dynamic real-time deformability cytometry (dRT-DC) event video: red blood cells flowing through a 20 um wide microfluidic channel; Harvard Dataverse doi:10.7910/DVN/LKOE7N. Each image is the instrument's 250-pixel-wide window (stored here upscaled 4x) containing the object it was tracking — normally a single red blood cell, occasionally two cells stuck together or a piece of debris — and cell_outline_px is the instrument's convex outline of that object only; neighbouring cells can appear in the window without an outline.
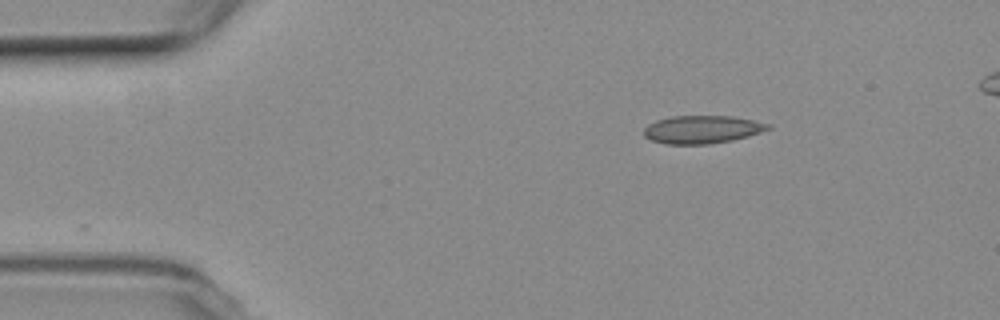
{"species": "common noctule bat (a hibernating species)", "species_latin": "Nyctalus noctula", "temperature_condition": "room temperature", "stored_images_in_passage": 4, "segment_of_instrument_passage": [1, 2], "camera_frame_rate_fps": 3000, "um_per_image_px": 0.085, "animal": {"sex": "female", "body_mass_g": 19.3, "forearm_length_mm": 54.1}, "frame": {"image": 1, "passage_image": 1, "time_ms": 0.0, "image_size_px": [1000, 320], "cell_outline_px": [[772, 128], [748, 136], [732, 140], [708, 144], [664, 144], [652, 140], [644, 136], [644, 128], [648, 124], [656, 120], [672, 116], [732, 116], [772, 124]], "centroid_in_image_um": [59.68, 11.0], "position_along_channel_um": 25.3, "area_um2": 20.23}}